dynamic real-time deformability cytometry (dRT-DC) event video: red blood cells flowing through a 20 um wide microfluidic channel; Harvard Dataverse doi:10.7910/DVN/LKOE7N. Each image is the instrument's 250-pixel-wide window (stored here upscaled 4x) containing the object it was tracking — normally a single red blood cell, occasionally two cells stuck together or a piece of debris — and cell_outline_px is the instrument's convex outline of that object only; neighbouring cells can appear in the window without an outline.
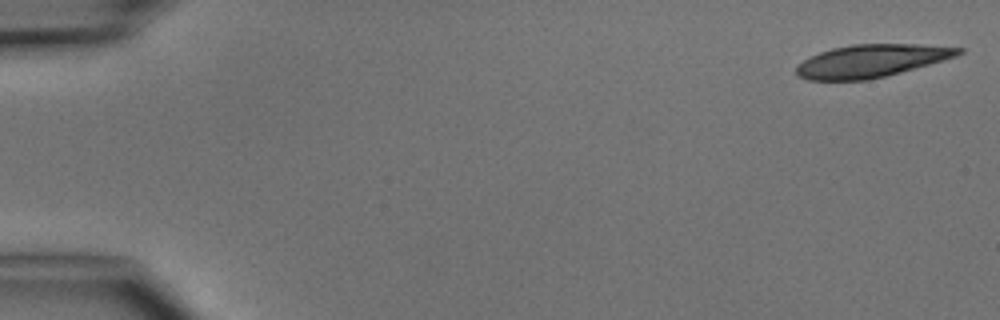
{"species": "common noctule bat (a hibernating species)", "species_latin": "Nyctalus noctula", "temperature_condition": "cold", "stored_images_in_passage": 2, "camera_frame_rate_fps": 3000, "um_per_image_px": 0.085, "animal": {"sex": "male", "body_mass_g": 15.6}, "frame": {"image": 1, "passage_image": 1, "time_ms": 0.0, "image_size_px": [1000, 320], "cell_outline_px": [[964, 52], [956, 56], [944, 60], [900, 72], [868, 80], [808, 80], [796, 76], [796, 64], [820, 52], [832, 48], [852, 44], [916, 44], [964, 48]], "centroid_in_image_um": [74.03, 5.17], "position_along_channel_um": 11.0, "area_um2": 30.81}}